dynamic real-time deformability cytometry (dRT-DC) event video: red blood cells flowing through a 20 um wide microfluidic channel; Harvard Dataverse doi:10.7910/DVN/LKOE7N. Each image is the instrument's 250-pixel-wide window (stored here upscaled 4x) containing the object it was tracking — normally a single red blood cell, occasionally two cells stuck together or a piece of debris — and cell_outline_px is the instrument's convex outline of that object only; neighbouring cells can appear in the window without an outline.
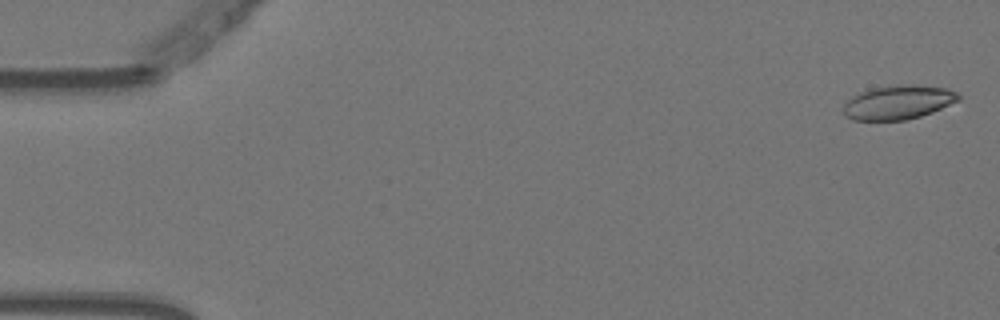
{"species": "Egyptian fruit bat (a non-hibernating species)", "species_latin": "Rousettus aegyptiacus", "temperature_condition": "warm", "stored_images_in_passage": 4, "camera_frame_rate_fps": 3000, "um_per_image_px": 0.085, "animal": {"sex": "female"}, "frame": {"image": 1, "passage_image": 1, "time_ms": 0.0, "image_size_px": [1000, 320], "cell_outline_px": [[960, 100], [932, 112], [920, 116], [904, 120], [852, 120], [844, 116], [844, 104], [852, 96], [860, 92], [872, 88], [900, 84], [916, 84], [948, 88], [956, 92], [960, 96]], "centroid_in_image_um": [76.35, 8.69], "position_along_channel_um": 8.6, "area_um2": 22.95}}
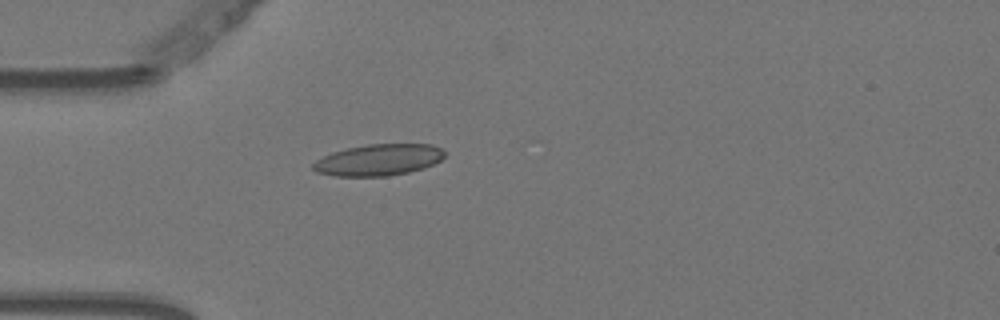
{"frame": {"image": 2, "passage_image": 4, "time_ms": 1.0, "image_size_px": [1000, 320], "cell_outline_px": [[444, 156], [440, 160], [424, 168], [408, 172], [388, 176], [336, 176], [316, 172], [312, 168], [312, 164], [316, 160], [332, 152], [348, 148], [368, 144], [432, 144], [440, 148], [444, 152]], "centroid_in_image_um": [32.16, 13.59], "position_along_channel_um": 52.8, "area_um2": 23.99}}